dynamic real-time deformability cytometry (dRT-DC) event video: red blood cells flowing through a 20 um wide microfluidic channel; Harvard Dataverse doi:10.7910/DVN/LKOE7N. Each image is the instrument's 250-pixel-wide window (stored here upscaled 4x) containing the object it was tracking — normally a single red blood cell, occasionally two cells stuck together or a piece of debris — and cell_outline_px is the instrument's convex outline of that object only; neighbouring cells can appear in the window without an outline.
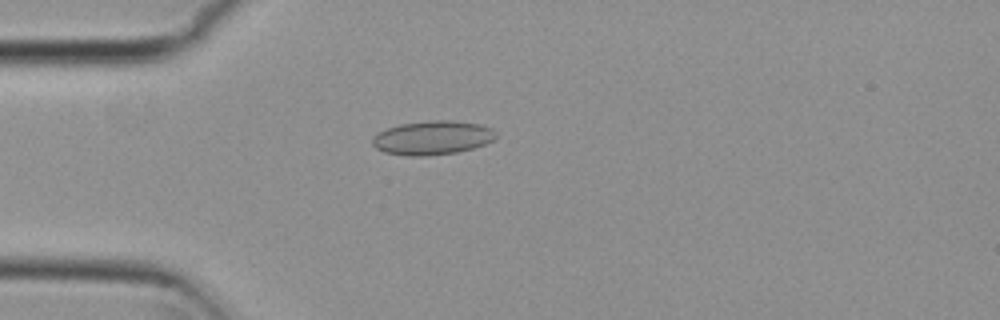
{"species": "common noctule bat (a hibernating species)", "species_latin": "Nyctalus noctula", "temperature_condition": "cold", "stored_images_in_passage": 3, "camera_frame_rate_fps": 3000, "um_per_image_px": 0.085, "animal": {"sex": "female", "body_mass_g": 29.2, "forearm_length_mm": 56.3}, "frame": {"image": 1, "passage_image": 3, "time_ms": 0.667, "image_size_px": [1000, 320], "cell_outline_px": [[496, 136], [492, 140], [484, 144], [472, 148], [456, 152], [428, 156], [408, 156], [384, 152], [376, 148], [372, 144], [372, 136], [376, 132], [400, 124], [428, 120], [452, 120], [480, 124], [492, 128], [496, 132]], "centroid_in_image_um": [36.72, 11.7], "position_along_channel_um": 48.3, "area_um2": 24.57}}